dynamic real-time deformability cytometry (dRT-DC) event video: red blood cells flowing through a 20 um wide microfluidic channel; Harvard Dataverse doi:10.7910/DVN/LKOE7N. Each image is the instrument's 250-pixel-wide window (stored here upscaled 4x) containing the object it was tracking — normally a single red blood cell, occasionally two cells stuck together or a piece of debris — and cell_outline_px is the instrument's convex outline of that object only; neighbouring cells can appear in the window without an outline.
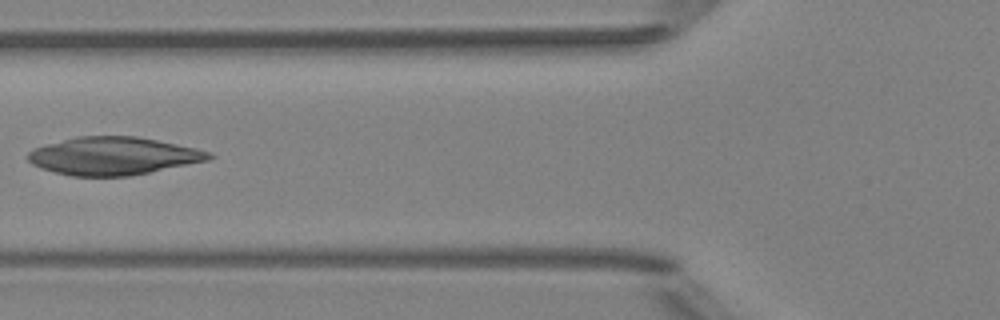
{"species": "Egyptian fruit bat (a non-hibernating species)", "species_latin": "Rousettus aegyptiacus", "temperature_condition": "room temperature", "stored_images_in_passage": 7, "camera_frame_rate_fps": 3000, "um_per_image_px": 0.085, "animal": {"sex": "female"}, "frame": {"image": 1, "passage_image": 6, "time_ms": 1.667, "image_size_px": [1000, 320], "cell_outline_px": [[216, 156], [208, 160], [128, 176], [72, 176], [40, 168], [32, 164], [28, 160], [28, 152], [36, 148], [48, 144], [76, 136], [136, 136], [196, 148], [208, 152]], "centroid_in_image_um": [9.61, 13.25], "position_along_channel_um": 116.2, "area_um2": 39.42}}
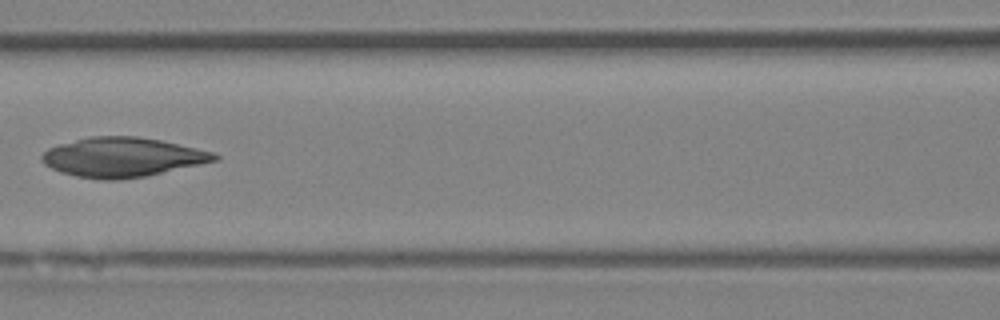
{"frame": {"image": 2, "passage_image": 7, "time_ms": 2.0, "image_size_px": [1000, 320], "cell_outline_px": [[220, 156], [216, 160], [144, 176], [120, 180], [100, 180], [76, 176], [60, 172], [44, 164], [40, 160], [40, 156], [48, 148], [60, 144], [88, 136], [136, 136], [160, 140], [196, 148], [212, 152]], "centroid_in_image_um": [10.33, 13.36], "position_along_channel_um": 156.3, "area_um2": 39.36}}